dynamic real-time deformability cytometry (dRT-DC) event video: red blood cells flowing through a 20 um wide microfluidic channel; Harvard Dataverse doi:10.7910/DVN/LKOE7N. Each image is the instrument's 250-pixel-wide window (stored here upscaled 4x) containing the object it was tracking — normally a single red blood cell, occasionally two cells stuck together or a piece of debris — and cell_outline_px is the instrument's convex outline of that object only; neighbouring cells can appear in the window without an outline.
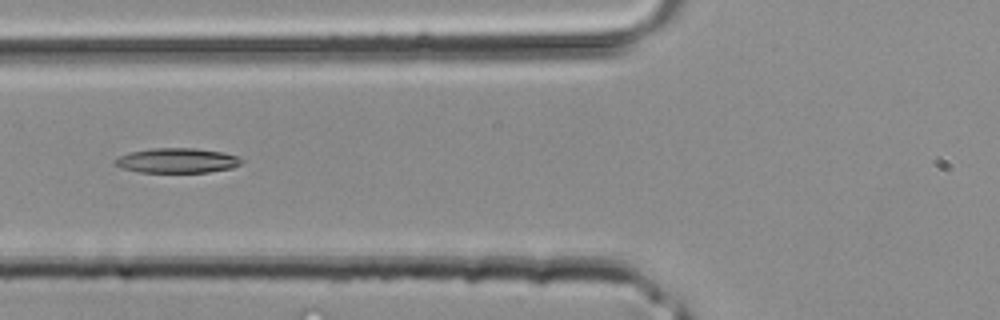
{"species": "common noctule bat (a hibernating species)", "species_latin": "Nyctalus noctula", "temperature_condition": "room temperature", "stored_images_in_passage": 4, "camera_frame_rate_fps": 3000, "um_per_image_px": 0.085, "animal": {"sex": "male", "body_mass_g": 20.4}, "frame": {"image": 1, "passage_image": 4, "time_ms": 1.0, "image_size_px": [1000, 320], "cell_outline_px": [[244, 160], [240, 164], [232, 168], [208, 172], [140, 172], [124, 168], [112, 164], [112, 160], [128, 152], [152, 148], [196, 148], [224, 152], [236, 156]], "centroid_in_image_um": [15.03, 13.64], "position_along_channel_um": 110.8, "area_um2": 18.38}}